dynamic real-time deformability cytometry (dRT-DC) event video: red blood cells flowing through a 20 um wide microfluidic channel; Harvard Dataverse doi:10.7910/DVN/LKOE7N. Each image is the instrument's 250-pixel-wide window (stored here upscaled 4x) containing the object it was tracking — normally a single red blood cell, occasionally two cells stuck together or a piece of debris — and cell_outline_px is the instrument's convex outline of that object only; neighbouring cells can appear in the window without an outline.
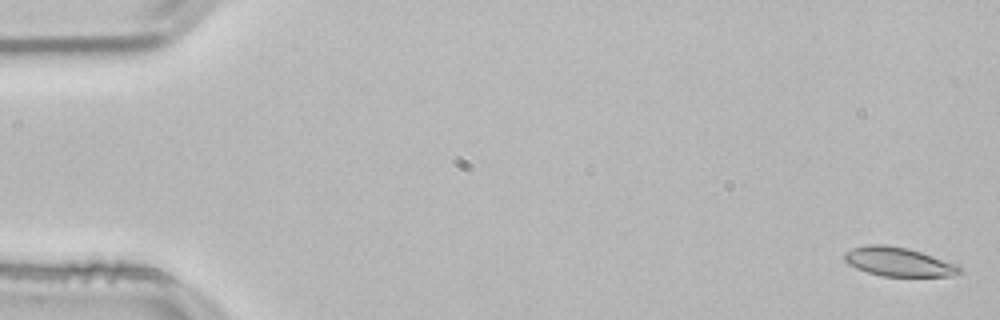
{"species": "common noctule bat (a hibernating species)", "species_latin": "Nyctalus noctula", "temperature_condition": "room temperature", "stored_images_in_passage": 14, "camera_frame_rate_fps": 3000, "um_per_image_px": 0.085, "animal": {"sex": "male", "body_mass_g": 21.5, "forearm_length_mm": 52.0}, "frame": {"image": 1, "passage_image": 2, "time_ms": 0.333, "image_size_px": [1000, 320], "cell_outline_px": [[964, 272], [952, 276], [880, 276], [856, 268], [848, 264], [844, 260], [844, 252], [852, 248], [868, 244], [884, 244], [908, 248], [956, 264]], "centroid_in_image_um": [76.34, 22.25], "position_along_channel_um": 8.7, "area_um2": 19.42}}